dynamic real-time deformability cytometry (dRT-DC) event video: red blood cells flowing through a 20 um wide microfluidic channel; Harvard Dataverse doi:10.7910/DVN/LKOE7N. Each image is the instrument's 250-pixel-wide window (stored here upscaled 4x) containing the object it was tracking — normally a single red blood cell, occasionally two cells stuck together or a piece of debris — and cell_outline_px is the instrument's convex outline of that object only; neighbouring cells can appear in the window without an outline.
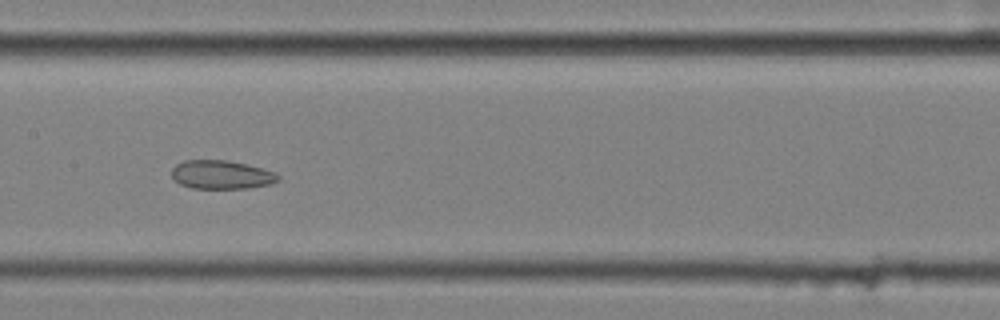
{"species": "common noctule bat (a hibernating species)", "species_latin": "Nyctalus noctula", "temperature_condition": "cold", "stored_images_in_passage": 15, "camera_frame_rate_fps": 3000, "um_per_image_px": 0.085, "animal": {"sex": "female", "body_mass_g": 25.1}, "frame": {"image": 1, "passage_image": 7, "time_ms": 2.0, "image_size_px": [1000, 320], "cell_outline_px": [[280, 180], [268, 184], [248, 188], [192, 188], [180, 184], [172, 176], [172, 168], [176, 164], [184, 160], [228, 160], [248, 164], [276, 172], [280, 176]], "centroid_in_image_um": [18.84, 14.84], "position_along_channel_um": 188.6, "area_um2": 17.8}}
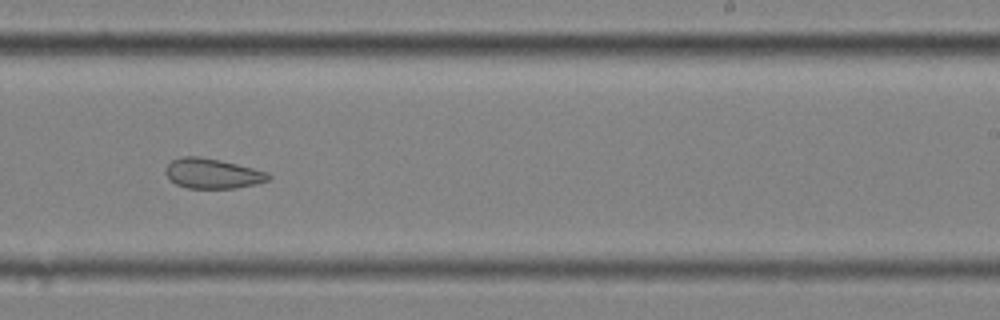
{"frame": {"image": 2, "passage_image": 9, "time_ms": 2.667, "image_size_px": [1000, 320], "cell_outline_px": [[272, 176], [268, 180], [256, 184], [236, 188], [188, 188], [176, 184], [164, 172], [168, 164], [172, 160], [180, 156], [200, 156], [220, 160], [268, 172]], "centroid_in_image_um": [18.06, 14.74], "position_along_channel_um": 270.9, "area_um2": 17.92}}